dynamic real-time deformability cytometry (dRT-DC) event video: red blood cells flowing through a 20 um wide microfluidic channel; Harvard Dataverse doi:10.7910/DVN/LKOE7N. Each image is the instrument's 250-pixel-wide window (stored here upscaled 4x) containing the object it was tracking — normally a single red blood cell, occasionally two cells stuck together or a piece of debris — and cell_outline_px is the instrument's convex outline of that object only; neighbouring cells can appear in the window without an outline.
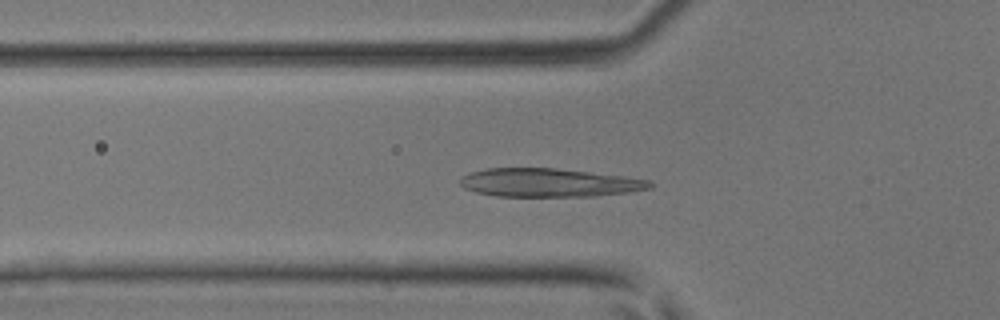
{"species": "common noctule bat (a hibernating species)", "species_latin": "Nyctalus noctula", "temperature_condition": "room temperature", "stored_images_in_passage": 39, "camera_frame_rate_fps": 3000, "um_per_image_px": 0.085, "animal": {"sex": "male", "body_mass_g": 17.9, "forearm_length_mm": 54.2}, "frame": {"image": 1, "passage_image": 9, "time_ms": 2.667, "image_size_px": [1000, 320], "cell_outline_px": [[652, 188], [628, 192], [592, 196], [496, 196], [476, 192], [464, 188], [460, 184], [460, 176], [468, 172], [488, 168], [556, 168], [652, 180]], "centroid_in_image_um": [46.62, 15.52], "position_along_channel_um": 79.2, "area_um2": 31.39}}
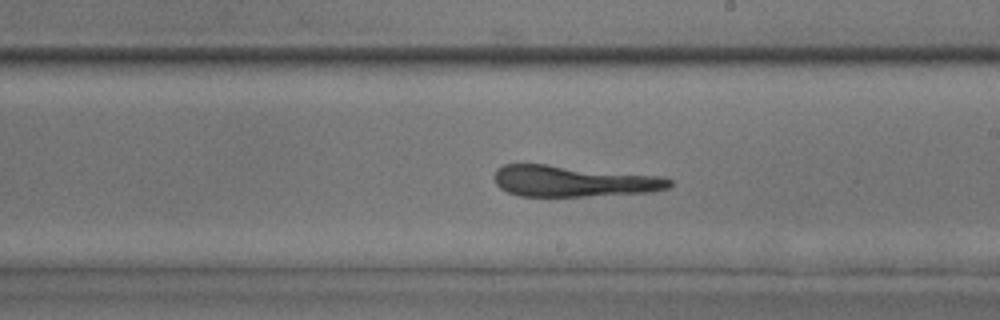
{"frame": {"image": 2, "passage_image": 20, "time_ms": 6.333, "image_size_px": [1000, 320], "cell_outline_px": [[672, 184], [668, 188], [652, 192], [584, 196], [520, 196], [508, 192], [500, 188], [496, 184], [492, 176], [496, 168], [504, 164], [544, 164], [664, 176], [672, 180]], "centroid_in_image_um": [48.73, 15.39], "position_along_channel_um": 240.3, "area_um2": 32.02}}
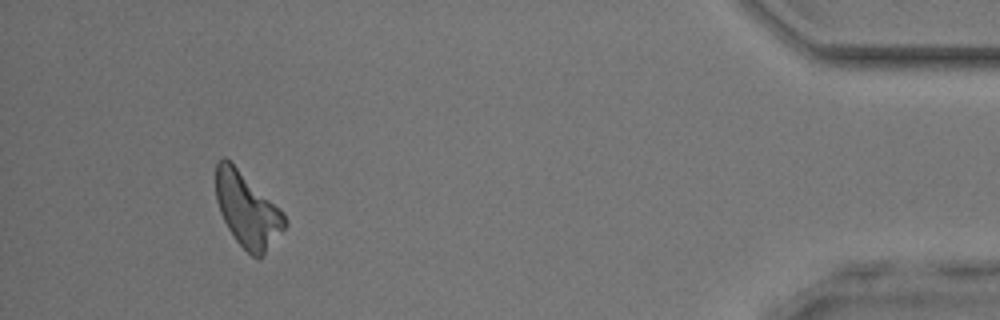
{"frame": {"image": 3, "passage_image": 36, "time_ms": 11.667, "image_size_px": [1000, 320], "cell_outline_px": [[288, 224], [260, 260], [252, 256], [236, 240], [228, 228], [220, 212], [216, 200], [216, 164], [224, 156], [280, 208], [284, 212], [288, 220]], "centroid_in_image_um": [21.04, 17.88], "position_along_channel_um": 414.2, "area_um2": 29.54}}